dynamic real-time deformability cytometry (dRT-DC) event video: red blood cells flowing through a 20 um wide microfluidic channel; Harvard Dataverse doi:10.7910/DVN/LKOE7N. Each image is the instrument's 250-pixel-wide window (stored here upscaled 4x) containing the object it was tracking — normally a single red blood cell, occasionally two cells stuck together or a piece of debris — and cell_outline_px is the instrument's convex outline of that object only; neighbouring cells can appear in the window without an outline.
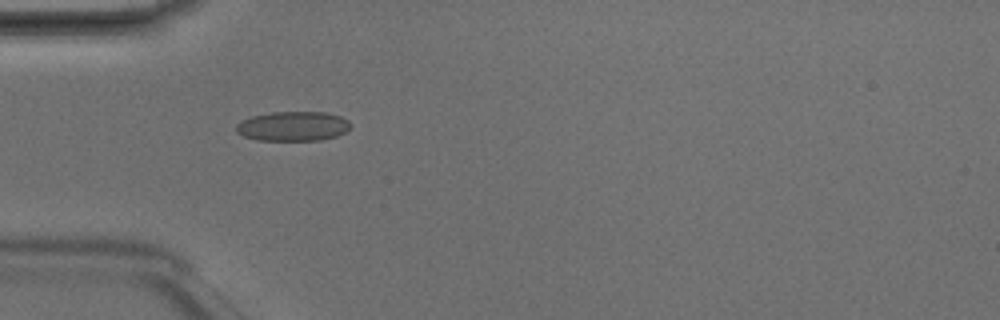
{"species": "Egyptian fruit bat (a non-hibernating species)", "species_latin": "Rousettus aegyptiacus", "temperature_condition": "room temperature", "stored_images_in_passage": 3, "camera_frame_rate_fps": 3000, "um_per_image_px": 0.085, "animal": {"sex": "male"}, "frame": {"image": 1, "passage_image": 2, "time_ms": 0.333, "image_size_px": [1000, 320], "cell_outline_px": [[352, 124], [344, 132], [336, 136], [320, 140], [256, 140], [244, 136], [236, 132], [236, 124], [240, 120], [252, 116], [272, 112], [324, 112], [340, 116], [348, 120]], "centroid_in_image_um": [24.87, 10.72], "position_along_channel_um": 60.1, "area_um2": 19.71}}